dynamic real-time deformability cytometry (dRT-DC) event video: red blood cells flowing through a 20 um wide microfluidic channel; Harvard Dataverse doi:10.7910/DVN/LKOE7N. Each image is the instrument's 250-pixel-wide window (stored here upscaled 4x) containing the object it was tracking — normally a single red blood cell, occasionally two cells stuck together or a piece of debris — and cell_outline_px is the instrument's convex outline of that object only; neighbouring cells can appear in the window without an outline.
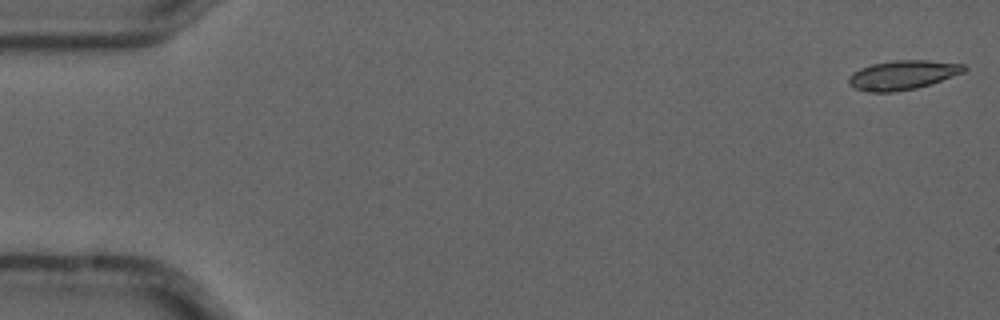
{"species": "common noctule bat (a hibernating species)", "species_latin": "Nyctalus noctula", "temperature_condition": "cold", "stored_images_in_passage": 9, "camera_frame_rate_fps": 3000, "um_per_image_px": 0.085, "animal": {"sex": "male", "forearm_length_mm": 52.5}, "frame": {"image": 1, "passage_image": 1, "time_ms": 0.0, "image_size_px": [1000, 320], "cell_outline_px": [[968, 68], [964, 72], [932, 84], [916, 88], [892, 92], [868, 92], [852, 88], [848, 84], [848, 76], [852, 72], [860, 68], [872, 64], [896, 60], [928, 60], [964, 64]], "centroid_in_image_um": [76.71, 6.38], "position_along_channel_um": 8.3, "area_um2": 19.88}}
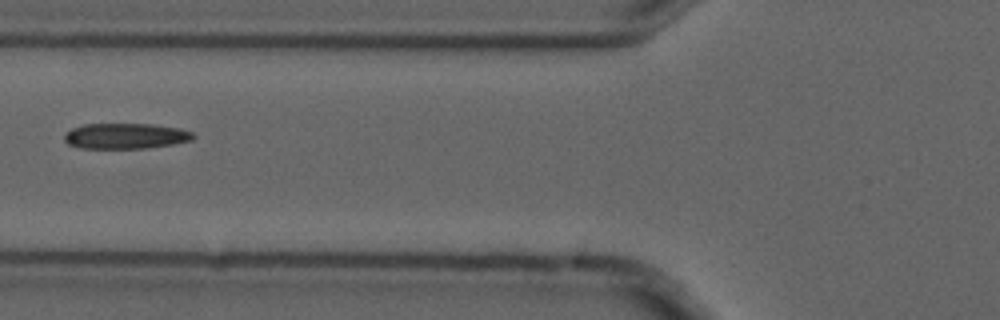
{"frame": {"image": 2, "passage_image": 6, "time_ms": 1.667, "image_size_px": [1000, 320], "cell_outline_px": [[196, 136], [192, 140], [172, 144], [144, 148], [80, 148], [68, 144], [64, 140], [64, 132], [72, 128], [84, 124], [152, 124], [180, 128], [192, 132]], "centroid_in_image_um": [10.65, 11.55], "position_along_channel_um": 115.1, "area_um2": 19.25}}
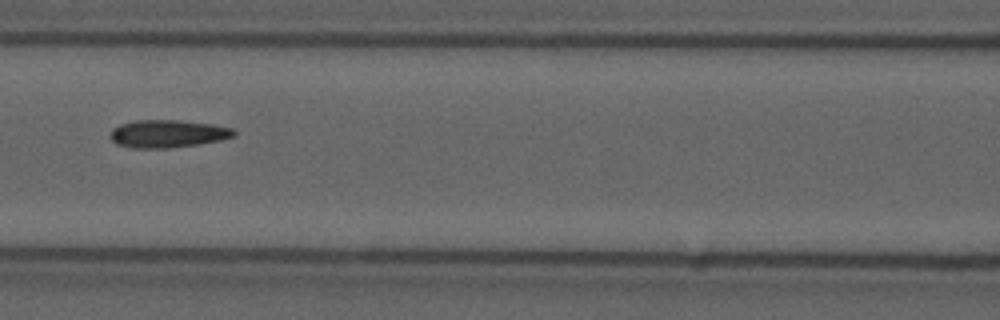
{"frame": {"image": 3, "passage_image": 7, "time_ms": 2.0, "image_size_px": [1000, 320], "cell_outline_px": [[236, 136], [220, 140], [196, 144], [168, 148], [132, 148], [116, 144], [112, 140], [112, 128], [120, 124], [136, 120], [176, 120], [212, 124], [232, 128], [236, 132]], "centroid_in_image_um": [14.26, 11.36], "position_along_channel_um": 152.3, "area_um2": 19.83}}